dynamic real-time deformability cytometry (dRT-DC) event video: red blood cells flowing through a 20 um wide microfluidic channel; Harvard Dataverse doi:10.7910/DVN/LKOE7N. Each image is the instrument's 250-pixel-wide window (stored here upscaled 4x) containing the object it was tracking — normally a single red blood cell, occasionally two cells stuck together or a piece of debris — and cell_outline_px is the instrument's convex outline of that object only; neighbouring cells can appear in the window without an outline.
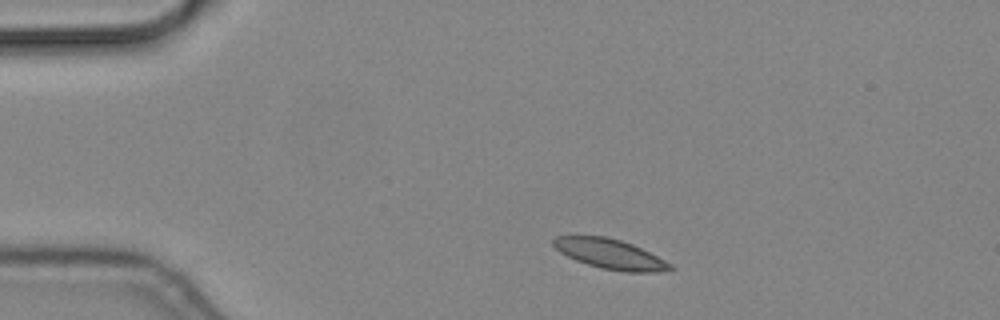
{"species": "common noctule bat (a hibernating species)", "species_latin": "Nyctalus noctula", "temperature_condition": "cold", "stored_images_in_passage": 47, "camera_frame_rate_fps": 3000, "um_per_image_px": 0.085, "animal": {"sex": "male", "body_mass_g": 19.2, "forearm_length_mm": 51.8}, "frame": {"image": 1, "passage_image": 1, "time_ms": 0.0, "image_size_px": [1000, 320], "cell_outline_px": [[676, 268], [660, 272], [624, 272], [600, 268], [576, 260], [560, 252], [552, 244], [552, 240], [556, 236], [608, 236], [632, 244], [672, 264]], "centroid_in_image_um": [51.86, 21.6], "position_along_channel_um": 33.1, "area_um2": 20.23}}
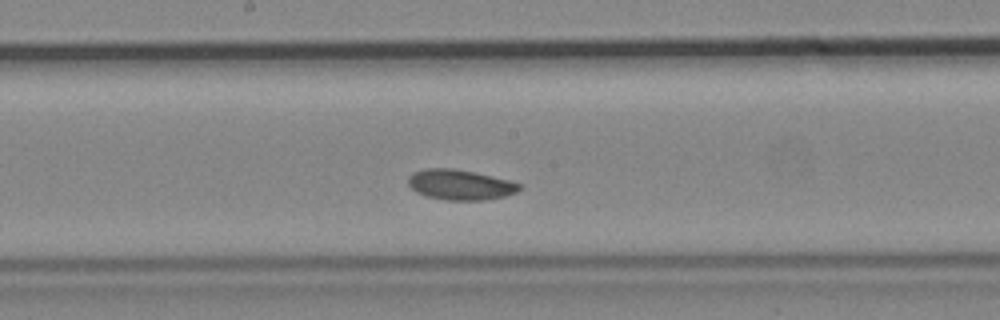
{"frame": {"image": 2, "passage_image": 20, "time_ms": 6.333, "image_size_px": [1000, 320], "cell_outline_px": [[524, 188], [516, 192], [504, 196], [484, 200], [448, 200], [424, 196], [416, 192], [408, 184], [408, 176], [412, 172], [424, 168], [452, 168], [492, 176], [524, 184]], "centroid_in_image_um": [39.11, 15.7], "position_along_channel_um": 209.1, "area_um2": 19.77}}
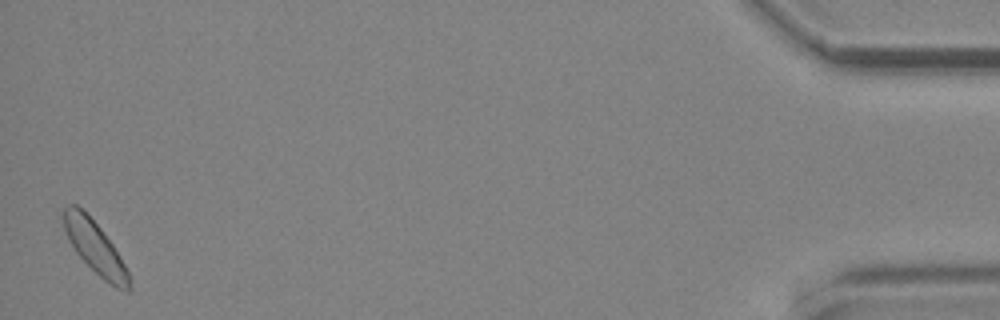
{"frame": {"image": 3, "passage_image": 46, "time_ms": 15.0, "image_size_px": [1000, 320], "cell_outline_px": [[132, 288], [128, 292], [116, 288], [104, 280], [76, 252], [68, 240], [64, 228], [64, 208], [68, 204], [76, 204], [100, 228], [112, 244], [124, 264], [128, 272]], "centroid_in_image_um": [8.09, 21.06], "position_along_channel_um": 427.1, "area_um2": 19.42}}